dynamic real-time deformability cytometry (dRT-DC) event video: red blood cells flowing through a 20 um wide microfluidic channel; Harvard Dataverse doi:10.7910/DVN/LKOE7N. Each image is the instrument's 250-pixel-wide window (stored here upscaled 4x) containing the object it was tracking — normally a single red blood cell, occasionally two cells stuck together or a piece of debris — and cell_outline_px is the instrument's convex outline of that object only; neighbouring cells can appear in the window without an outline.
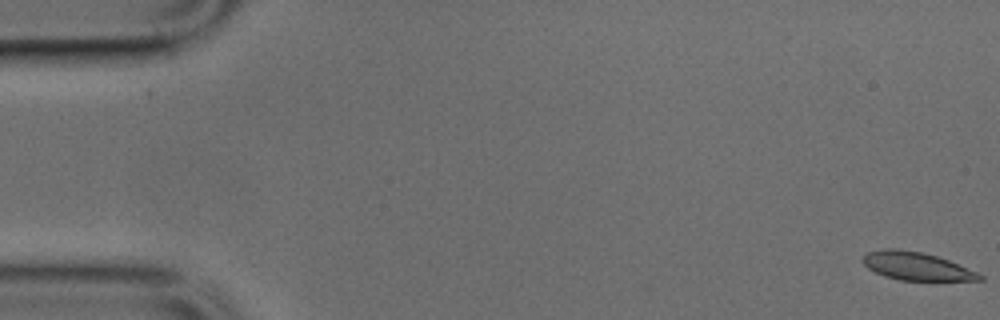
{"species": "common noctule bat (a hibernating species)", "species_latin": "Nyctalus noctula", "temperature_condition": "cold", "stored_images_in_passage": 50, "camera_frame_rate_fps": 3000, "um_per_image_px": 0.085, "animal": {"sex": "male", "body_mass_g": 17.9, "forearm_length_mm": 54.2}, "frame": {"image": 1, "passage_image": 1, "time_ms": 0.0, "image_size_px": [1000, 320], "cell_outline_px": [[984, 280], [900, 280], [884, 276], [868, 268], [860, 260], [868, 252], [884, 248], [896, 248], [920, 252], [936, 256], [948, 260], [976, 272], [984, 276]], "centroid_in_image_um": [77.86, 22.62], "position_along_channel_um": 7.1, "area_um2": 18.84}}
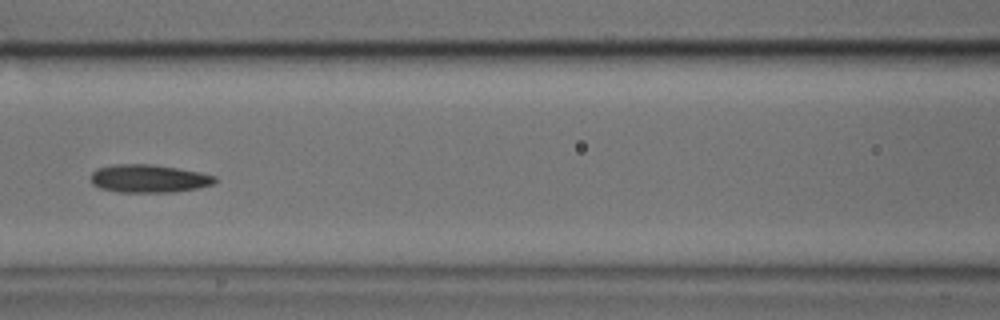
{"frame": {"image": 2, "passage_image": 22, "time_ms": 7.0, "image_size_px": [1000, 320], "cell_outline_px": [[216, 180], [212, 184], [200, 188], [172, 192], [120, 192], [100, 188], [92, 184], [92, 172], [96, 168], [112, 164], [152, 164], [180, 168], [200, 172], [216, 176]], "centroid_in_image_um": [12.65, 15.17], "position_along_channel_um": 153.9, "area_um2": 20.4}}
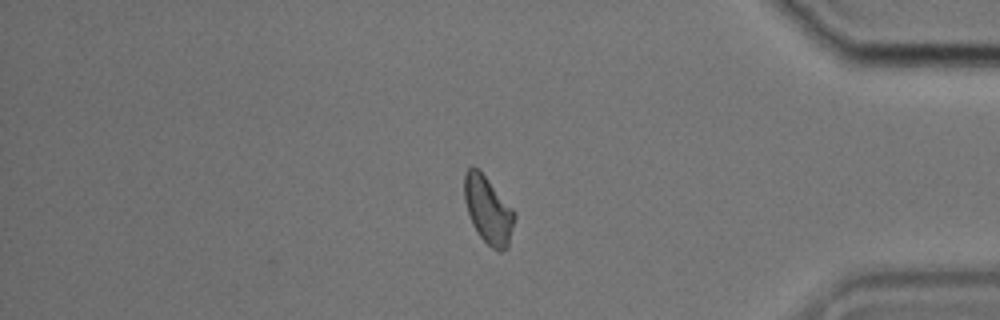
{"frame": {"image": 3, "passage_image": 42, "time_ms": 13.667, "image_size_px": [1000, 320], "cell_outline_px": [[516, 216], [508, 248], [500, 252], [492, 248], [480, 236], [472, 224], [464, 200], [464, 172], [468, 168], [480, 168], [516, 212]], "centroid_in_image_um": [41.51, 17.83], "position_along_channel_um": 393.7, "area_um2": 19.94}}